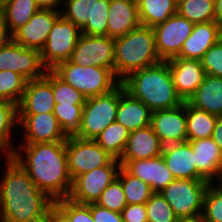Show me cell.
<instances>
[{"label": "cell", "mask_w": 222, "mask_h": 222, "mask_svg": "<svg viewBox=\"0 0 222 222\" xmlns=\"http://www.w3.org/2000/svg\"><path fill=\"white\" fill-rule=\"evenodd\" d=\"M178 0H142L137 4L142 26L154 27L177 13Z\"/></svg>", "instance_id": "obj_29"}, {"label": "cell", "mask_w": 222, "mask_h": 222, "mask_svg": "<svg viewBox=\"0 0 222 222\" xmlns=\"http://www.w3.org/2000/svg\"><path fill=\"white\" fill-rule=\"evenodd\" d=\"M163 145L152 127L130 132L121 158L118 161L144 160L162 155Z\"/></svg>", "instance_id": "obj_25"}, {"label": "cell", "mask_w": 222, "mask_h": 222, "mask_svg": "<svg viewBox=\"0 0 222 222\" xmlns=\"http://www.w3.org/2000/svg\"><path fill=\"white\" fill-rule=\"evenodd\" d=\"M12 40V34L9 32L2 12L0 11V48L6 46Z\"/></svg>", "instance_id": "obj_46"}, {"label": "cell", "mask_w": 222, "mask_h": 222, "mask_svg": "<svg viewBox=\"0 0 222 222\" xmlns=\"http://www.w3.org/2000/svg\"><path fill=\"white\" fill-rule=\"evenodd\" d=\"M8 0H0V11L4 8Z\"/></svg>", "instance_id": "obj_51"}, {"label": "cell", "mask_w": 222, "mask_h": 222, "mask_svg": "<svg viewBox=\"0 0 222 222\" xmlns=\"http://www.w3.org/2000/svg\"><path fill=\"white\" fill-rule=\"evenodd\" d=\"M215 0H178L177 13L192 23L215 20Z\"/></svg>", "instance_id": "obj_33"}, {"label": "cell", "mask_w": 222, "mask_h": 222, "mask_svg": "<svg viewBox=\"0 0 222 222\" xmlns=\"http://www.w3.org/2000/svg\"><path fill=\"white\" fill-rule=\"evenodd\" d=\"M53 205L11 156L0 157V222L46 220Z\"/></svg>", "instance_id": "obj_1"}, {"label": "cell", "mask_w": 222, "mask_h": 222, "mask_svg": "<svg viewBox=\"0 0 222 222\" xmlns=\"http://www.w3.org/2000/svg\"><path fill=\"white\" fill-rule=\"evenodd\" d=\"M6 70L22 75L27 81L41 78L47 71L40 51L26 48L13 40L0 48V71Z\"/></svg>", "instance_id": "obj_13"}, {"label": "cell", "mask_w": 222, "mask_h": 222, "mask_svg": "<svg viewBox=\"0 0 222 222\" xmlns=\"http://www.w3.org/2000/svg\"><path fill=\"white\" fill-rule=\"evenodd\" d=\"M110 0H62L61 16L89 36H107Z\"/></svg>", "instance_id": "obj_6"}, {"label": "cell", "mask_w": 222, "mask_h": 222, "mask_svg": "<svg viewBox=\"0 0 222 222\" xmlns=\"http://www.w3.org/2000/svg\"><path fill=\"white\" fill-rule=\"evenodd\" d=\"M52 71L86 99L109 93L121 83L108 68L80 66L69 60L59 63Z\"/></svg>", "instance_id": "obj_5"}, {"label": "cell", "mask_w": 222, "mask_h": 222, "mask_svg": "<svg viewBox=\"0 0 222 222\" xmlns=\"http://www.w3.org/2000/svg\"><path fill=\"white\" fill-rule=\"evenodd\" d=\"M152 111L139 99L134 98L119 84V104L116 121L129 132L148 127L151 122Z\"/></svg>", "instance_id": "obj_24"}, {"label": "cell", "mask_w": 222, "mask_h": 222, "mask_svg": "<svg viewBox=\"0 0 222 222\" xmlns=\"http://www.w3.org/2000/svg\"><path fill=\"white\" fill-rule=\"evenodd\" d=\"M30 176L39 190L54 201L67 198L72 187L66 141L16 144L11 156Z\"/></svg>", "instance_id": "obj_2"}, {"label": "cell", "mask_w": 222, "mask_h": 222, "mask_svg": "<svg viewBox=\"0 0 222 222\" xmlns=\"http://www.w3.org/2000/svg\"><path fill=\"white\" fill-rule=\"evenodd\" d=\"M153 27L139 26L115 38L114 74L122 82L131 73L160 63Z\"/></svg>", "instance_id": "obj_4"}, {"label": "cell", "mask_w": 222, "mask_h": 222, "mask_svg": "<svg viewBox=\"0 0 222 222\" xmlns=\"http://www.w3.org/2000/svg\"><path fill=\"white\" fill-rule=\"evenodd\" d=\"M130 132L117 121L112 122L95 139L98 145L119 160L124 152Z\"/></svg>", "instance_id": "obj_32"}, {"label": "cell", "mask_w": 222, "mask_h": 222, "mask_svg": "<svg viewBox=\"0 0 222 222\" xmlns=\"http://www.w3.org/2000/svg\"><path fill=\"white\" fill-rule=\"evenodd\" d=\"M120 167V162L114 159L107 166L80 174L72 180L67 198L81 204L96 203L107 186L117 178Z\"/></svg>", "instance_id": "obj_11"}, {"label": "cell", "mask_w": 222, "mask_h": 222, "mask_svg": "<svg viewBox=\"0 0 222 222\" xmlns=\"http://www.w3.org/2000/svg\"><path fill=\"white\" fill-rule=\"evenodd\" d=\"M121 83L127 92L151 111L172 109L183 104L173 84L167 61L135 71Z\"/></svg>", "instance_id": "obj_3"}, {"label": "cell", "mask_w": 222, "mask_h": 222, "mask_svg": "<svg viewBox=\"0 0 222 222\" xmlns=\"http://www.w3.org/2000/svg\"><path fill=\"white\" fill-rule=\"evenodd\" d=\"M194 23L178 13L153 27L156 50L162 61L177 57L184 41L191 35Z\"/></svg>", "instance_id": "obj_15"}, {"label": "cell", "mask_w": 222, "mask_h": 222, "mask_svg": "<svg viewBox=\"0 0 222 222\" xmlns=\"http://www.w3.org/2000/svg\"><path fill=\"white\" fill-rule=\"evenodd\" d=\"M188 102L210 114L222 115V78L206 75Z\"/></svg>", "instance_id": "obj_27"}, {"label": "cell", "mask_w": 222, "mask_h": 222, "mask_svg": "<svg viewBox=\"0 0 222 222\" xmlns=\"http://www.w3.org/2000/svg\"><path fill=\"white\" fill-rule=\"evenodd\" d=\"M132 3L138 4L139 2H141L142 0H130Z\"/></svg>", "instance_id": "obj_52"}, {"label": "cell", "mask_w": 222, "mask_h": 222, "mask_svg": "<svg viewBox=\"0 0 222 222\" xmlns=\"http://www.w3.org/2000/svg\"><path fill=\"white\" fill-rule=\"evenodd\" d=\"M36 222H46V220H38V221H36Z\"/></svg>", "instance_id": "obj_53"}, {"label": "cell", "mask_w": 222, "mask_h": 222, "mask_svg": "<svg viewBox=\"0 0 222 222\" xmlns=\"http://www.w3.org/2000/svg\"><path fill=\"white\" fill-rule=\"evenodd\" d=\"M81 29L60 16L48 35L44 48L40 51L42 64L52 70L59 63L68 61L81 36Z\"/></svg>", "instance_id": "obj_9"}, {"label": "cell", "mask_w": 222, "mask_h": 222, "mask_svg": "<svg viewBox=\"0 0 222 222\" xmlns=\"http://www.w3.org/2000/svg\"><path fill=\"white\" fill-rule=\"evenodd\" d=\"M176 222H205L202 214H198L190 217H179Z\"/></svg>", "instance_id": "obj_50"}, {"label": "cell", "mask_w": 222, "mask_h": 222, "mask_svg": "<svg viewBox=\"0 0 222 222\" xmlns=\"http://www.w3.org/2000/svg\"><path fill=\"white\" fill-rule=\"evenodd\" d=\"M115 38L81 34L69 59L80 66L108 68L114 73Z\"/></svg>", "instance_id": "obj_12"}, {"label": "cell", "mask_w": 222, "mask_h": 222, "mask_svg": "<svg viewBox=\"0 0 222 222\" xmlns=\"http://www.w3.org/2000/svg\"><path fill=\"white\" fill-rule=\"evenodd\" d=\"M18 131V144L61 142L68 138L54 113L18 115Z\"/></svg>", "instance_id": "obj_14"}, {"label": "cell", "mask_w": 222, "mask_h": 222, "mask_svg": "<svg viewBox=\"0 0 222 222\" xmlns=\"http://www.w3.org/2000/svg\"><path fill=\"white\" fill-rule=\"evenodd\" d=\"M206 180L174 179L160 193L177 218L202 214Z\"/></svg>", "instance_id": "obj_8"}, {"label": "cell", "mask_w": 222, "mask_h": 222, "mask_svg": "<svg viewBox=\"0 0 222 222\" xmlns=\"http://www.w3.org/2000/svg\"><path fill=\"white\" fill-rule=\"evenodd\" d=\"M118 104L119 85L109 93L87 98L82 110L80 130L74 136L95 140L116 121Z\"/></svg>", "instance_id": "obj_7"}, {"label": "cell", "mask_w": 222, "mask_h": 222, "mask_svg": "<svg viewBox=\"0 0 222 222\" xmlns=\"http://www.w3.org/2000/svg\"><path fill=\"white\" fill-rule=\"evenodd\" d=\"M66 154L72 180L80 174L107 166L115 159L95 140L76 136H68L66 139Z\"/></svg>", "instance_id": "obj_10"}, {"label": "cell", "mask_w": 222, "mask_h": 222, "mask_svg": "<svg viewBox=\"0 0 222 222\" xmlns=\"http://www.w3.org/2000/svg\"><path fill=\"white\" fill-rule=\"evenodd\" d=\"M215 144L222 150V115L217 116L215 128L211 135Z\"/></svg>", "instance_id": "obj_47"}, {"label": "cell", "mask_w": 222, "mask_h": 222, "mask_svg": "<svg viewBox=\"0 0 222 222\" xmlns=\"http://www.w3.org/2000/svg\"><path fill=\"white\" fill-rule=\"evenodd\" d=\"M52 90L56 104L84 105L86 97L71 85L64 82L52 71Z\"/></svg>", "instance_id": "obj_38"}, {"label": "cell", "mask_w": 222, "mask_h": 222, "mask_svg": "<svg viewBox=\"0 0 222 222\" xmlns=\"http://www.w3.org/2000/svg\"><path fill=\"white\" fill-rule=\"evenodd\" d=\"M119 162L131 175L149 184L153 193H160L175 179L162 155L144 160Z\"/></svg>", "instance_id": "obj_20"}, {"label": "cell", "mask_w": 222, "mask_h": 222, "mask_svg": "<svg viewBox=\"0 0 222 222\" xmlns=\"http://www.w3.org/2000/svg\"><path fill=\"white\" fill-rule=\"evenodd\" d=\"M96 204L118 213L123 211L127 206V200L124 195L121 180L118 177L102 192Z\"/></svg>", "instance_id": "obj_39"}, {"label": "cell", "mask_w": 222, "mask_h": 222, "mask_svg": "<svg viewBox=\"0 0 222 222\" xmlns=\"http://www.w3.org/2000/svg\"><path fill=\"white\" fill-rule=\"evenodd\" d=\"M40 9H51L60 11L62 8V0H35Z\"/></svg>", "instance_id": "obj_48"}, {"label": "cell", "mask_w": 222, "mask_h": 222, "mask_svg": "<svg viewBox=\"0 0 222 222\" xmlns=\"http://www.w3.org/2000/svg\"><path fill=\"white\" fill-rule=\"evenodd\" d=\"M56 103L52 90V70L38 79L28 80L18 105V115L53 113Z\"/></svg>", "instance_id": "obj_17"}, {"label": "cell", "mask_w": 222, "mask_h": 222, "mask_svg": "<svg viewBox=\"0 0 222 222\" xmlns=\"http://www.w3.org/2000/svg\"><path fill=\"white\" fill-rule=\"evenodd\" d=\"M17 129L18 105L0 102V157L13 155L19 135Z\"/></svg>", "instance_id": "obj_28"}, {"label": "cell", "mask_w": 222, "mask_h": 222, "mask_svg": "<svg viewBox=\"0 0 222 222\" xmlns=\"http://www.w3.org/2000/svg\"><path fill=\"white\" fill-rule=\"evenodd\" d=\"M150 126L163 146L187 142L185 101L172 109L152 111Z\"/></svg>", "instance_id": "obj_16"}, {"label": "cell", "mask_w": 222, "mask_h": 222, "mask_svg": "<svg viewBox=\"0 0 222 222\" xmlns=\"http://www.w3.org/2000/svg\"><path fill=\"white\" fill-rule=\"evenodd\" d=\"M202 216L205 222H222V182L210 183L207 187Z\"/></svg>", "instance_id": "obj_37"}, {"label": "cell", "mask_w": 222, "mask_h": 222, "mask_svg": "<svg viewBox=\"0 0 222 222\" xmlns=\"http://www.w3.org/2000/svg\"><path fill=\"white\" fill-rule=\"evenodd\" d=\"M187 121V141L211 137L215 128L217 116L195 108L185 101Z\"/></svg>", "instance_id": "obj_30"}, {"label": "cell", "mask_w": 222, "mask_h": 222, "mask_svg": "<svg viewBox=\"0 0 222 222\" xmlns=\"http://www.w3.org/2000/svg\"><path fill=\"white\" fill-rule=\"evenodd\" d=\"M91 215L94 222H124L121 213L90 203Z\"/></svg>", "instance_id": "obj_44"}, {"label": "cell", "mask_w": 222, "mask_h": 222, "mask_svg": "<svg viewBox=\"0 0 222 222\" xmlns=\"http://www.w3.org/2000/svg\"><path fill=\"white\" fill-rule=\"evenodd\" d=\"M107 36L117 38L141 26L137 4L130 0H110Z\"/></svg>", "instance_id": "obj_26"}, {"label": "cell", "mask_w": 222, "mask_h": 222, "mask_svg": "<svg viewBox=\"0 0 222 222\" xmlns=\"http://www.w3.org/2000/svg\"><path fill=\"white\" fill-rule=\"evenodd\" d=\"M206 75L222 78V39L212 45L200 59Z\"/></svg>", "instance_id": "obj_42"}, {"label": "cell", "mask_w": 222, "mask_h": 222, "mask_svg": "<svg viewBox=\"0 0 222 222\" xmlns=\"http://www.w3.org/2000/svg\"><path fill=\"white\" fill-rule=\"evenodd\" d=\"M162 158L175 179L205 180L196 170L194 154L188 141L163 146Z\"/></svg>", "instance_id": "obj_23"}, {"label": "cell", "mask_w": 222, "mask_h": 222, "mask_svg": "<svg viewBox=\"0 0 222 222\" xmlns=\"http://www.w3.org/2000/svg\"><path fill=\"white\" fill-rule=\"evenodd\" d=\"M83 106L55 105L53 113L67 136H74L80 130Z\"/></svg>", "instance_id": "obj_36"}, {"label": "cell", "mask_w": 222, "mask_h": 222, "mask_svg": "<svg viewBox=\"0 0 222 222\" xmlns=\"http://www.w3.org/2000/svg\"><path fill=\"white\" fill-rule=\"evenodd\" d=\"M121 216L124 222H148L145 204H127Z\"/></svg>", "instance_id": "obj_43"}, {"label": "cell", "mask_w": 222, "mask_h": 222, "mask_svg": "<svg viewBox=\"0 0 222 222\" xmlns=\"http://www.w3.org/2000/svg\"><path fill=\"white\" fill-rule=\"evenodd\" d=\"M191 144L195 167L209 183L222 182V150L209 137L188 141Z\"/></svg>", "instance_id": "obj_21"}, {"label": "cell", "mask_w": 222, "mask_h": 222, "mask_svg": "<svg viewBox=\"0 0 222 222\" xmlns=\"http://www.w3.org/2000/svg\"><path fill=\"white\" fill-rule=\"evenodd\" d=\"M117 177L121 180L127 204H145L153 194L149 184L131 175L123 166Z\"/></svg>", "instance_id": "obj_34"}, {"label": "cell", "mask_w": 222, "mask_h": 222, "mask_svg": "<svg viewBox=\"0 0 222 222\" xmlns=\"http://www.w3.org/2000/svg\"><path fill=\"white\" fill-rule=\"evenodd\" d=\"M54 204L69 218L70 222H94L90 203L81 204L69 198H63L54 201Z\"/></svg>", "instance_id": "obj_41"}, {"label": "cell", "mask_w": 222, "mask_h": 222, "mask_svg": "<svg viewBox=\"0 0 222 222\" xmlns=\"http://www.w3.org/2000/svg\"><path fill=\"white\" fill-rule=\"evenodd\" d=\"M173 84L182 101H188L202 84L206 72L199 59L174 57L167 60Z\"/></svg>", "instance_id": "obj_19"}, {"label": "cell", "mask_w": 222, "mask_h": 222, "mask_svg": "<svg viewBox=\"0 0 222 222\" xmlns=\"http://www.w3.org/2000/svg\"><path fill=\"white\" fill-rule=\"evenodd\" d=\"M215 21L222 26V0H215Z\"/></svg>", "instance_id": "obj_49"}, {"label": "cell", "mask_w": 222, "mask_h": 222, "mask_svg": "<svg viewBox=\"0 0 222 222\" xmlns=\"http://www.w3.org/2000/svg\"><path fill=\"white\" fill-rule=\"evenodd\" d=\"M46 222H70L69 218L54 204L48 211Z\"/></svg>", "instance_id": "obj_45"}, {"label": "cell", "mask_w": 222, "mask_h": 222, "mask_svg": "<svg viewBox=\"0 0 222 222\" xmlns=\"http://www.w3.org/2000/svg\"><path fill=\"white\" fill-rule=\"evenodd\" d=\"M39 9L35 0H8L1 12L9 32L13 34Z\"/></svg>", "instance_id": "obj_31"}, {"label": "cell", "mask_w": 222, "mask_h": 222, "mask_svg": "<svg viewBox=\"0 0 222 222\" xmlns=\"http://www.w3.org/2000/svg\"><path fill=\"white\" fill-rule=\"evenodd\" d=\"M148 222H176L173 209L161 195L153 193L145 203Z\"/></svg>", "instance_id": "obj_40"}, {"label": "cell", "mask_w": 222, "mask_h": 222, "mask_svg": "<svg viewBox=\"0 0 222 222\" xmlns=\"http://www.w3.org/2000/svg\"><path fill=\"white\" fill-rule=\"evenodd\" d=\"M60 16V11L39 9L27 23L12 34V40L26 48L41 51L47 42L53 24Z\"/></svg>", "instance_id": "obj_18"}, {"label": "cell", "mask_w": 222, "mask_h": 222, "mask_svg": "<svg viewBox=\"0 0 222 222\" xmlns=\"http://www.w3.org/2000/svg\"><path fill=\"white\" fill-rule=\"evenodd\" d=\"M27 80L11 70L0 71V102H12L19 105Z\"/></svg>", "instance_id": "obj_35"}, {"label": "cell", "mask_w": 222, "mask_h": 222, "mask_svg": "<svg viewBox=\"0 0 222 222\" xmlns=\"http://www.w3.org/2000/svg\"><path fill=\"white\" fill-rule=\"evenodd\" d=\"M222 39V26L215 20L195 23L191 35L184 41L177 57L201 59L205 52Z\"/></svg>", "instance_id": "obj_22"}]
</instances>
